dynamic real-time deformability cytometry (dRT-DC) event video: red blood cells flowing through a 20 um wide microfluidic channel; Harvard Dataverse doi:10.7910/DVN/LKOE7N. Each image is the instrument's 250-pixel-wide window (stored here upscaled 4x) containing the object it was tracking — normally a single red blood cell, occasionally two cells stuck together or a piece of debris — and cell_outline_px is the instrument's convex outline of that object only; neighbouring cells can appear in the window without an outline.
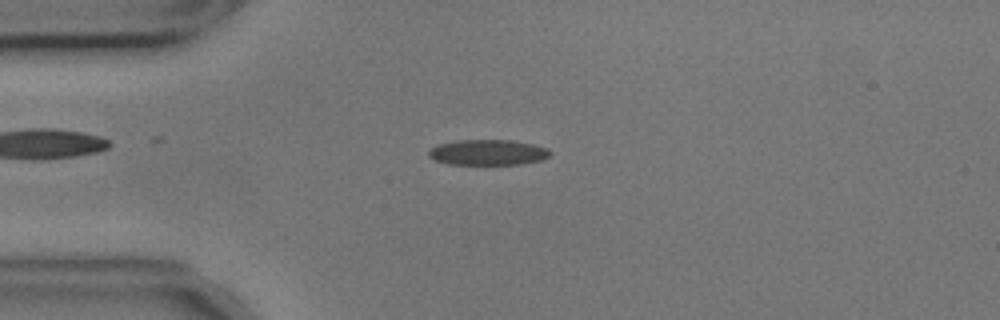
{"species": "common noctule bat (a hibernating species)", "species_latin": "Nyctalus noctula", "temperature_condition": "cold", "stored_images_in_passage": 54, "camera_frame_rate_fps": 3000, "um_per_image_px": 0.085, "animal": {"sex": "male", "body_mass_g": 17.9, "forearm_length_mm": 54.2}, "frame": {"image": 1, "passage_image": 12, "time_ms": 3.667, "image_size_px": [1000, 320], "cell_outline_px": [[552, 152], [548, 156], [540, 160], [520, 164], [448, 164], [436, 160], [428, 156], [428, 152], [436, 144], [460, 140], [512, 140], [532, 144], [548, 148]], "centroid_in_image_um": [41.46, 12.95], "position_along_channel_um": 43.5, "area_um2": 17.98}}
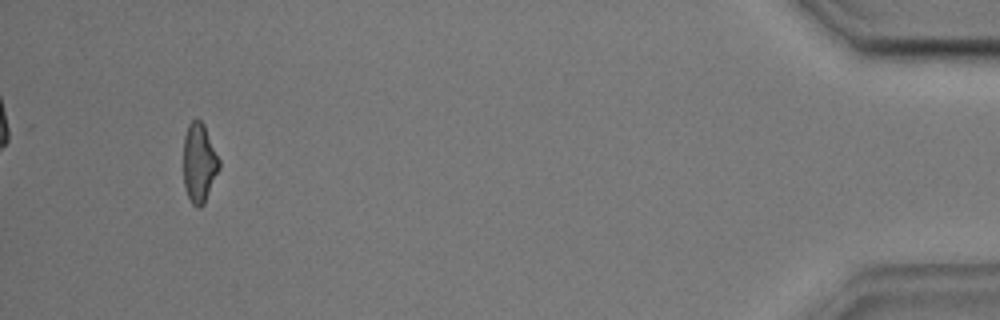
{"frame": {"image": 2, "passage_image": 51, "time_ms": 16.667, "image_size_px": [1000, 320], "cell_outline_px": [[220, 168], [204, 204], [200, 208], [196, 208], [192, 204], [188, 196], [184, 184], [184, 136], [188, 124], [192, 120], [200, 120], [204, 124], [220, 160]], "centroid_in_image_um": [16.94, 13.86], "position_along_channel_um": 418.3, "area_um2": 16.53}, "authors_computed_cell_mechanics": {"area_um2": 17.9469, "velocity_mm_per_s": 3.5844, "shape_relaxation_time_tau1_ms": 4.2636, "shape_relaxation_time_tau2_ms": 2.32, "deformation_change_tau1": 0.0975, "deformation_change_tau2": 0.0968}}